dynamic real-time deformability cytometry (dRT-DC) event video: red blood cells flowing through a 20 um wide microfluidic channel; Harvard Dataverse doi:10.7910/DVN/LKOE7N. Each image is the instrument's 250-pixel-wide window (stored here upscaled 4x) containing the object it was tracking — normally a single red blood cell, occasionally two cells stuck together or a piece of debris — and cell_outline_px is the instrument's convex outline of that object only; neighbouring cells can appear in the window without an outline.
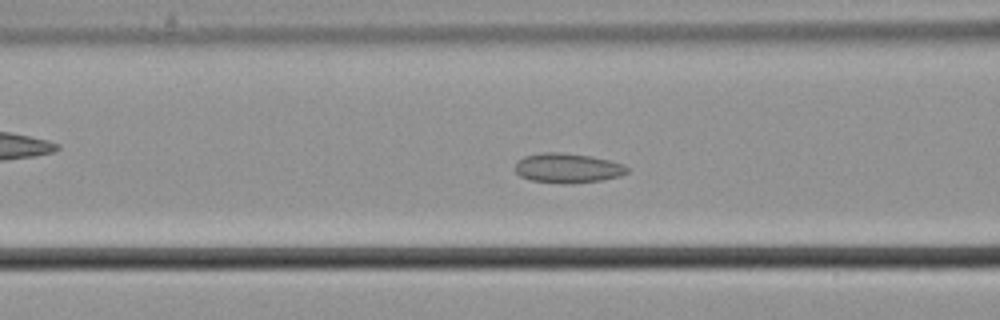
{"species": "common noctule bat (a hibernating species)", "species_latin": "Nyctalus noctula", "temperature_condition": "cold", "stored_images_in_passage": 59, "camera_frame_rate_fps": 3000, "um_per_image_px": 0.085, "animal": {"sex": "male", "body_mass_g": 21.5, "forearm_length_mm": 52.0}, "frame": {"image": 1, "passage_image": 24, "time_ms": 7.667, "image_size_px": [1000, 320], "cell_outline_px": [[628, 172], [620, 176], [600, 180], [568, 184], [564, 184], [532, 180], [520, 176], [516, 172], [516, 164], [524, 156], [540, 152], [560, 152], [592, 156], [624, 164], [628, 168]], "centroid_in_image_um": [48.26, 14.28], "position_along_channel_um": 118.3, "area_um2": 19.31}}
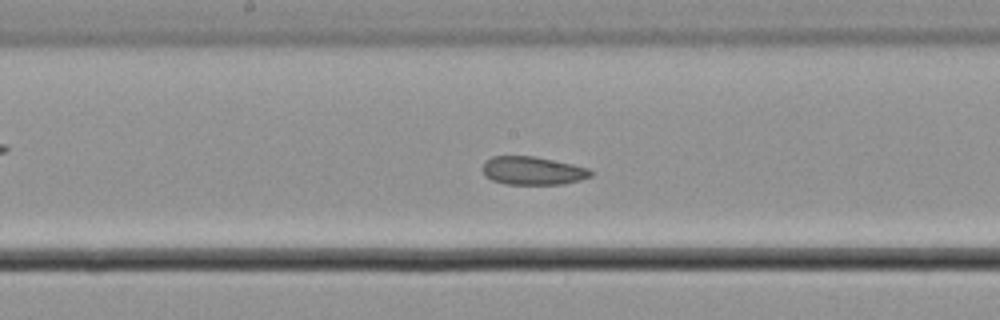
{"frame": {"image": 2, "passage_image": 31, "time_ms": 10.0, "image_size_px": [1000, 320], "cell_outline_px": [[596, 172], [592, 176], [580, 180], [564, 184], [504, 184], [492, 180], [484, 176], [484, 160], [492, 156], [532, 156], [572, 164], [588, 168]], "centroid_in_image_um": [45.3, 14.51], "position_along_channel_um": 202.9, "area_um2": 17.86}}
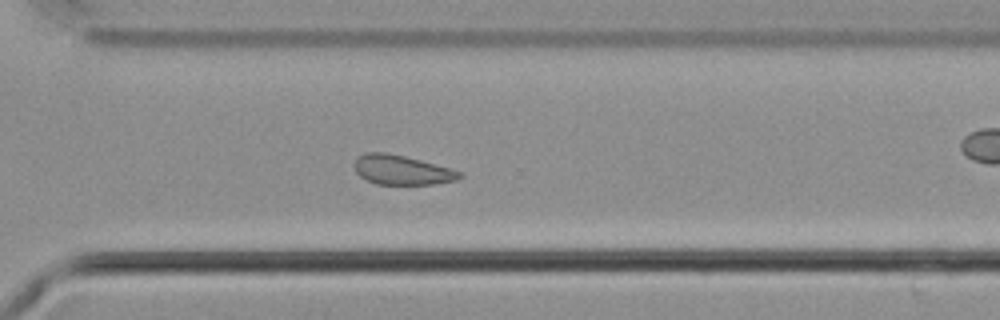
{"frame": {"image": 3, "passage_image": 42, "time_ms": 13.667, "image_size_px": [1000, 320], "cell_outline_px": [[464, 176], [456, 180], [432, 184], [376, 184], [364, 180], [356, 172], [352, 164], [356, 156], [364, 152], [384, 152], [404, 156], [420, 160], [464, 172]], "centroid_in_image_um": [34.1, 14.44], "position_along_channel_um": 336.5, "area_um2": 18.32}}